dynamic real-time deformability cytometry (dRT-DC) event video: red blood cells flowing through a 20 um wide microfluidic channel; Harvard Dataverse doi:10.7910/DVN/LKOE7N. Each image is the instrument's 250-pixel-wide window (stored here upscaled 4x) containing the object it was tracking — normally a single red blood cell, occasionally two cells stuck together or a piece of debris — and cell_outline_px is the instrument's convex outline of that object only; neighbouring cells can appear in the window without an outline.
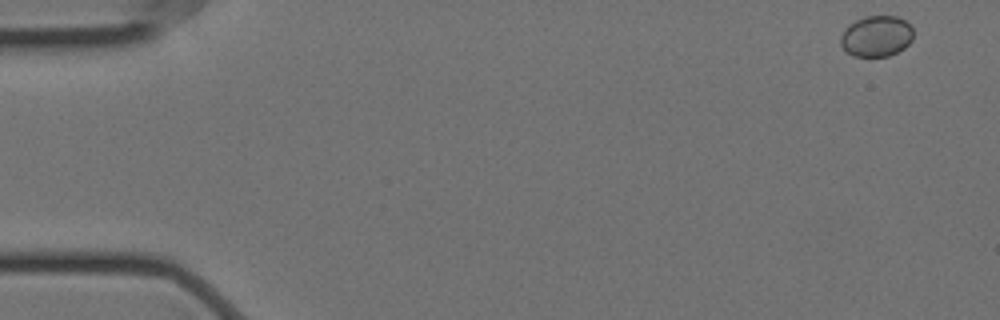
{"species": "Egyptian fruit bat (a non-hibernating species)", "species_latin": "Rousettus aegyptiacus", "temperature_condition": "cold", "stored_images_in_passage": 15, "camera_frame_rate_fps": 3000, "um_per_image_px": 0.085, "animal": {"sex": "female"}, "frame": {"image": 1, "passage_image": 1, "time_ms": 0.0, "image_size_px": [1000, 320], "cell_outline_px": [[912, 40], [904, 48], [888, 56], [852, 56], [840, 44], [840, 36], [848, 24], [864, 16], [896, 16], [904, 20], [912, 28]], "centroid_in_image_um": [74.47, 3.07], "position_along_channel_um": 10.5, "area_um2": 17.28}}
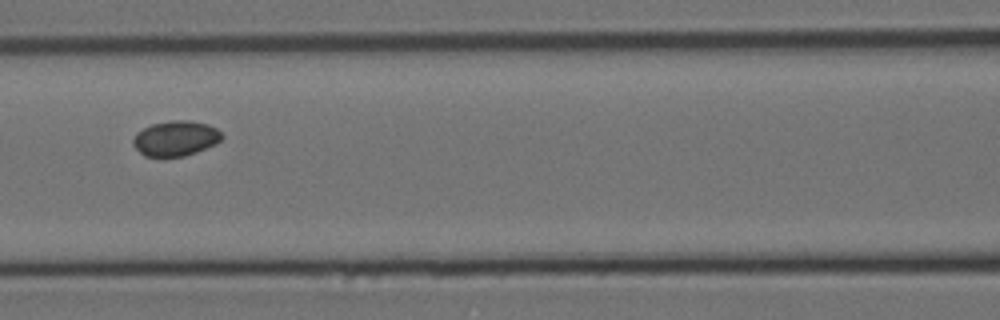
{"frame": {"image": 2, "passage_image": 7, "time_ms": 2.0, "image_size_px": [1000, 320], "cell_outline_px": [[224, 136], [216, 144], [196, 152], [184, 156], [144, 156], [132, 144], [132, 140], [136, 132], [152, 124], [172, 120], [188, 120], [208, 124], [216, 128]], "centroid_in_image_um": [14.93, 11.75], "position_along_channel_um": 151.7, "area_um2": 18.15}}
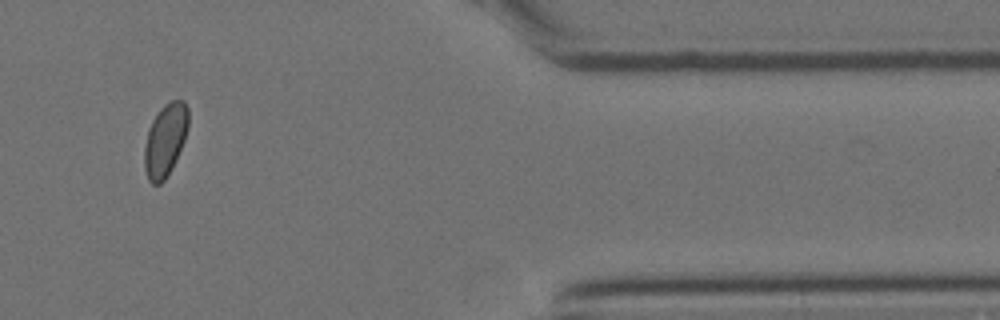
{"frame": {"image": 3, "passage_image": 13, "time_ms": 4.0, "image_size_px": [1000, 320], "cell_outline_px": [[188, 128], [184, 140], [172, 168], [164, 180], [160, 184], [152, 184], [148, 180], [144, 168], [144, 148], [148, 128], [152, 120], [160, 108], [164, 104], [172, 100], [184, 100], [188, 108]], "centroid_in_image_um": [14.03, 11.89], "position_along_channel_um": 397.4, "area_um2": 18.67}}